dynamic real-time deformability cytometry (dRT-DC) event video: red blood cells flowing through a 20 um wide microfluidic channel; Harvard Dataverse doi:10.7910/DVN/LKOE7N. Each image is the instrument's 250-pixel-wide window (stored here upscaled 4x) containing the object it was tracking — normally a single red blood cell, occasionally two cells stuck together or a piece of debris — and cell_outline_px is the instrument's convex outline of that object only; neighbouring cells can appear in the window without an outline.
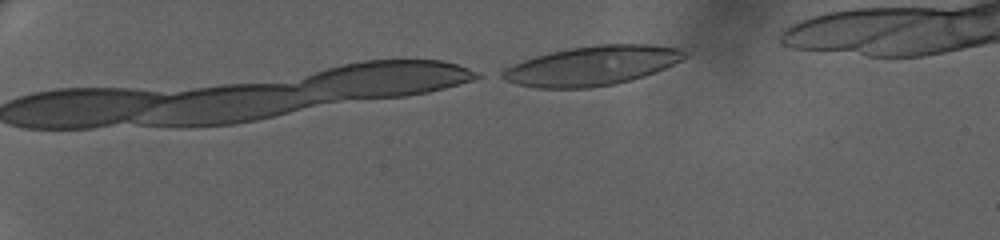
{"species": "human", "species_latin": "Homo sapiens", "temperature_condition": "warm", "stored_images_in_passage": 9, "camera_frame_rate_fps": 3000, "um_per_image_px": 0.085, "donor": {"sex": "female"}, "frame": {"image": 1, "passage_image": 1, "time_ms": 0.0, "image_size_px": [1000, 240], "cell_outline_px": [[688, 56], [664, 68], [644, 76], [616, 84], [588, 88], [536, 88], [520, 84], [508, 80], [500, 76], [496, 72], [504, 68], [524, 60], [536, 56], [552, 52], [572, 48], [596, 44], [648, 44], [676, 48], [684, 52]], "centroid_in_image_um": [50.29, 5.59], "position_along_channel_um": 34.7, "area_um2": 41.44}}